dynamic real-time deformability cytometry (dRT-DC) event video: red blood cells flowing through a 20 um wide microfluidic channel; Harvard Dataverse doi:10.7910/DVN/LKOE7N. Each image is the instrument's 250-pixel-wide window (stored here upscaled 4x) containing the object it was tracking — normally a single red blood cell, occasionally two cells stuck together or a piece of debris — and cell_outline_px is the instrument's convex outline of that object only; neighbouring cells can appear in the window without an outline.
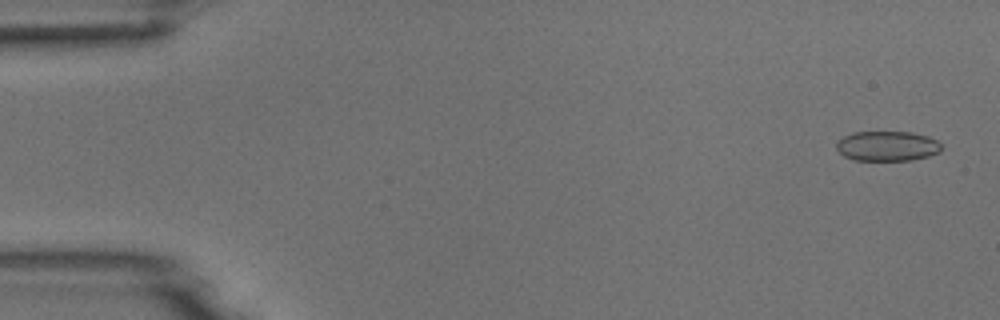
{"species": "common noctule bat (a hibernating species)", "species_latin": "Nyctalus noctula", "temperature_condition": "room temperature", "stored_images_in_passage": 6, "camera_frame_rate_fps": 3000, "um_per_image_px": 0.085, "animal": {"sex": "male", "body_mass_g": 18.8}, "frame": {"image": 1, "passage_image": 1, "time_ms": 0.0, "image_size_px": [1000, 320], "cell_outline_px": [[940, 152], [928, 156], [912, 160], [856, 160], [844, 156], [836, 148], [836, 144], [844, 136], [852, 132], [912, 132], [928, 136], [936, 140], [940, 144]], "centroid_in_image_um": [75.42, 12.41], "position_along_channel_um": 9.6, "area_um2": 18.21}}
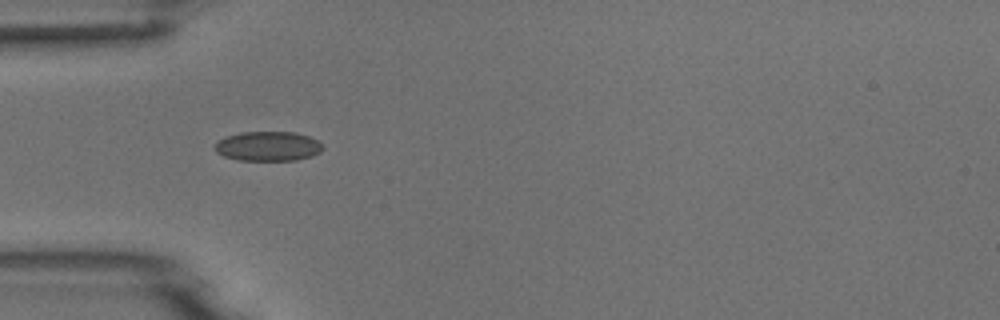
{"frame": {"image": 2, "passage_image": 5, "time_ms": 4.667, "image_size_px": [1000, 320], "cell_outline_px": [[324, 148], [320, 152], [312, 156], [296, 160], [240, 160], [224, 156], [216, 152], [212, 148], [220, 140], [228, 136], [240, 132], [296, 132], [308, 136], [316, 140]], "centroid_in_image_um": [22.78, 12.43], "position_along_channel_um": 62.2, "area_um2": 18.5}}